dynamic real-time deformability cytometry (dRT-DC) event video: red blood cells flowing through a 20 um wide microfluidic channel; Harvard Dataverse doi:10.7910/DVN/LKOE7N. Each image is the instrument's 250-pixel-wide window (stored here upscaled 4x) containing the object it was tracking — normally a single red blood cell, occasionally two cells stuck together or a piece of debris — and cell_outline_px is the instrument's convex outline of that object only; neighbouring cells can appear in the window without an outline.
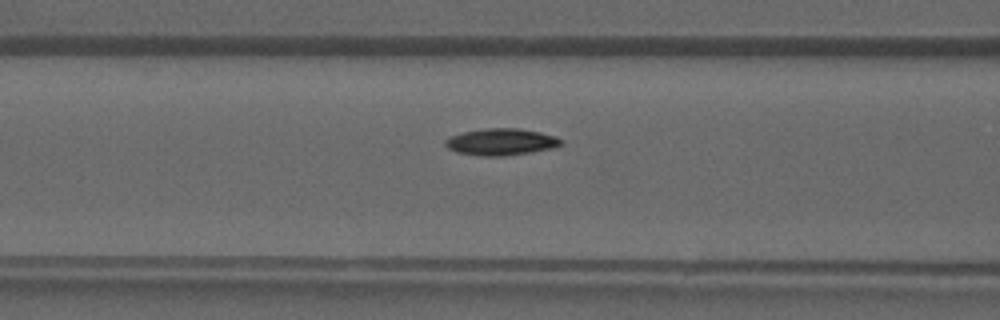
{"species": "common noctule bat (a hibernating species)", "species_latin": "Nyctalus noctula", "temperature_condition": "warm", "stored_images_in_passage": 41, "camera_frame_rate_fps": 3000, "um_per_image_px": 0.085, "animal": {"sex": "male", "forearm_length_mm": 52.5}, "frame": {"image": 1, "passage_image": 17, "time_ms": 5.333, "image_size_px": [1000, 320], "cell_outline_px": [[564, 144], [552, 148], [504, 156], [480, 156], [456, 152], [448, 148], [444, 144], [444, 140], [448, 136], [464, 132], [484, 128], [520, 128], [540, 132], [556, 136], [564, 140]], "centroid_in_image_um": [42.59, 12.05], "position_along_channel_um": 124.0, "area_um2": 18.21}}
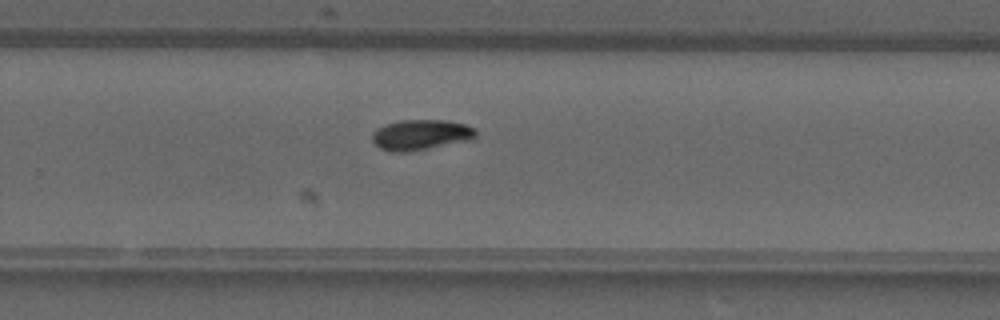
{"frame": {"image": 2, "passage_image": 27, "time_ms": 8.667, "image_size_px": [1000, 320], "cell_outline_px": [[476, 136], [472, 140], [408, 152], [392, 152], [380, 148], [372, 140], [372, 132], [376, 128], [384, 124], [400, 120], [448, 120], [464, 124], [476, 128]], "centroid_in_image_um": [35.77, 11.45], "position_along_channel_um": 294.0, "area_um2": 18.61}}
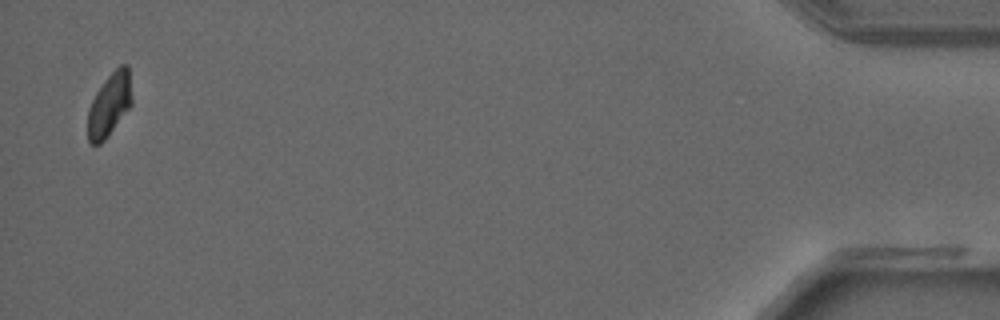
{"frame": {"image": 3, "passage_image": 40, "time_ms": 13.0, "image_size_px": [1000, 320], "cell_outline_px": [[132, 104], [108, 136], [100, 144], [92, 144], [88, 140], [88, 112], [92, 100], [96, 92], [104, 80], [120, 64], [128, 64], [132, 96]], "centroid_in_image_um": [9.31, 8.88], "position_along_channel_um": 425.9, "area_um2": 16.18}}